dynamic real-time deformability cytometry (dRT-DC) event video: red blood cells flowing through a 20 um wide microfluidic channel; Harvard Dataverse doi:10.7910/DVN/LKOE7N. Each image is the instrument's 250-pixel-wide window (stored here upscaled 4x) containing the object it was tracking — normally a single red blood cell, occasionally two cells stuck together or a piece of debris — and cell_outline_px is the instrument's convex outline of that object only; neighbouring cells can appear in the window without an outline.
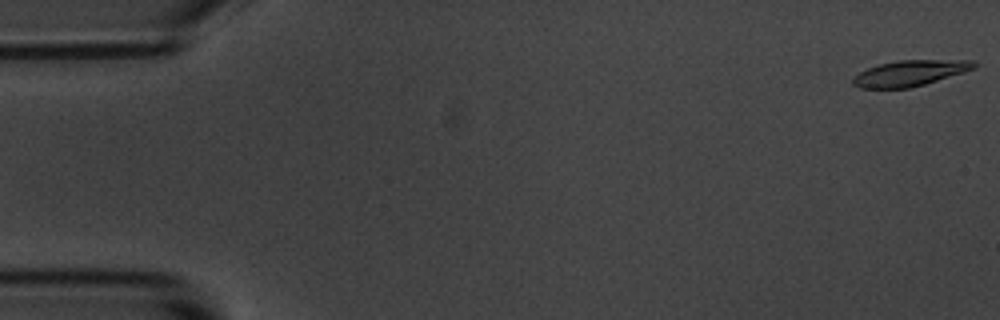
{"species": "common noctule bat (a hibernating species)", "species_latin": "Nyctalus noctula", "temperature_condition": "room temperature", "stored_images_in_passage": 5, "camera_frame_rate_fps": 3000, "um_per_image_px": 0.085, "animal": {"sex": "male", "body_mass_g": 20.1, "forearm_length_mm": 53.5}, "frame": {"image": 1, "passage_image": 1, "time_ms": 0.0, "image_size_px": [1000, 320], "cell_outline_px": [[976, 68], [964, 72], [924, 84], [908, 88], [860, 88], [852, 84], [852, 76], [868, 68], [880, 64], [900, 60], [972, 60], [976, 64]], "centroid_in_image_um": [77.32, 6.22], "position_along_channel_um": 7.7, "area_um2": 18.03}}